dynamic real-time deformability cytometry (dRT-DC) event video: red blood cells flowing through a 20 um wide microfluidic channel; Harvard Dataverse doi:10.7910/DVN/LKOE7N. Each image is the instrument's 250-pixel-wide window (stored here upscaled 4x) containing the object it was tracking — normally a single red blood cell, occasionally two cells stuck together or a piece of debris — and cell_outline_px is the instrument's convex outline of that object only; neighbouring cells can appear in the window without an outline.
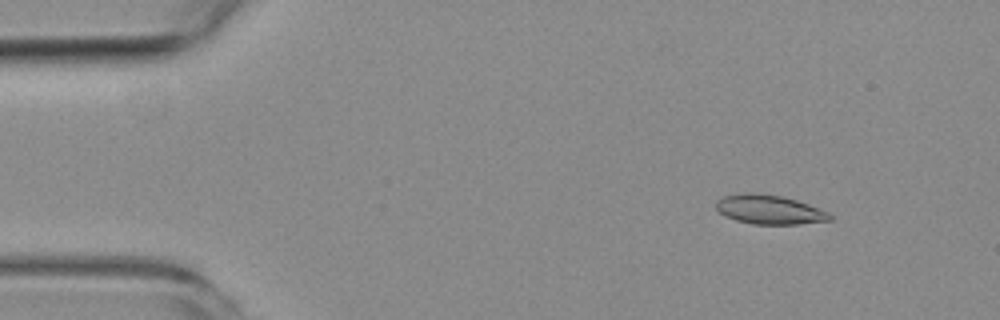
{"species": "common noctule bat (a hibernating species)", "species_latin": "Nyctalus noctula", "temperature_condition": "room temperature", "stored_images_in_passage": 5, "camera_frame_rate_fps": 3000, "um_per_image_px": 0.085, "animal": {"sex": "female", "body_mass_g": 19.3, "forearm_length_mm": 54.1}, "frame": {"image": 1, "passage_image": 2, "time_ms": 1.0, "image_size_px": [1000, 320], "cell_outline_px": [[832, 220], [800, 224], [752, 224], [736, 220], [724, 216], [716, 208], [716, 200], [724, 196], [744, 192], [756, 192], [780, 196], [796, 200], [808, 204], [828, 212], [832, 216]], "centroid_in_image_um": [65.37, 17.81], "position_along_channel_um": 19.6, "area_um2": 19.42}}
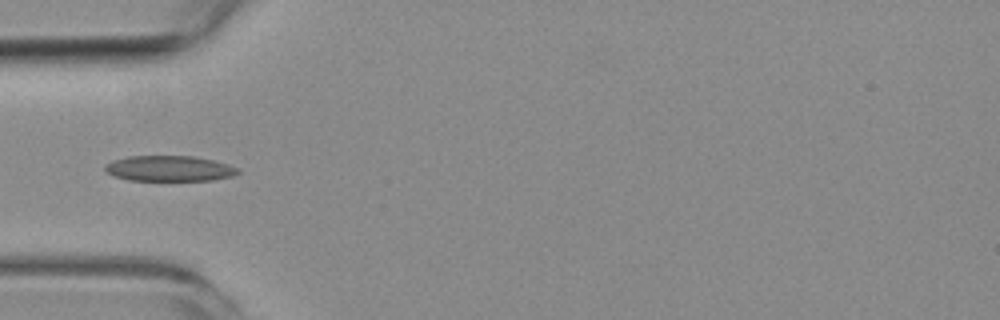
{"frame": {"image": 2, "passage_image": 5, "time_ms": 4.667, "image_size_px": [1000, 320], "cell_outline_px": [[240, 172], [232, 176], [212, 180], [128, 180], [112, 176], [104, 172], [104, 164], [112, 160], [128, 156], [192, 156], [212, 160], [228, 164], [240, 168]], "centroid_in_image_um": [14.34, 14.32], "position_along_channel_um": 70.7, "area_um2": 19.94}}